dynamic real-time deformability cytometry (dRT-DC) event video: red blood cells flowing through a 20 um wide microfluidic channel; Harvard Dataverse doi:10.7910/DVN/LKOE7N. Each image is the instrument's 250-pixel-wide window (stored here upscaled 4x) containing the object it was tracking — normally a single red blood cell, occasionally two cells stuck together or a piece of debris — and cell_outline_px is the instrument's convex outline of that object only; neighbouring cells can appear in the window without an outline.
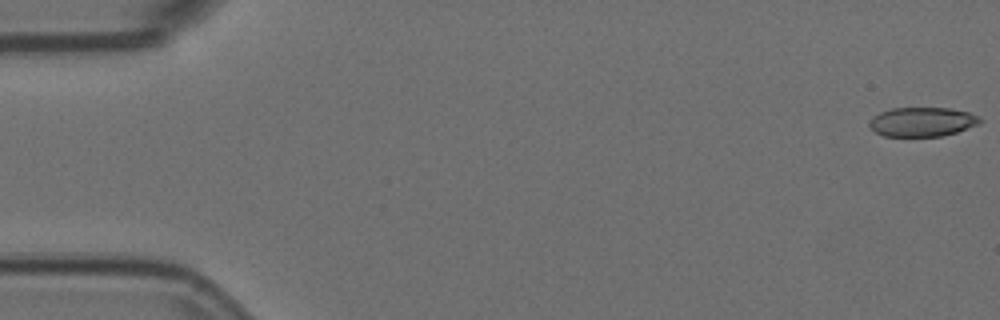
{"species": "Egyptian fruit bat (a non-hibernating species)", "species_latin": "Rousettus aegyptiacus", "temperature_condition": "room temperature", "stored_images_in_passage": 57, "camera_frame_rate_fps": 3000, "um_per_image_px": 0.085, "animal": {"sex": "female"}, "frame": {"image": 1, "passage_image": 1, "time_ms": 0.0, "image_size_px": [1000, 320], "cell_outline_px": [[984, 120], [980, 124], [944, 136], [884, 136], [876, 132], [868, 124], [872, 116], [880, 112], [892, 108], [952, 108], [968, 112], [980, 116]], "centroid_in_image_um": [78.43, 10.35], "position_along_channel_um": 6.6, "area_um2": 19.02}}
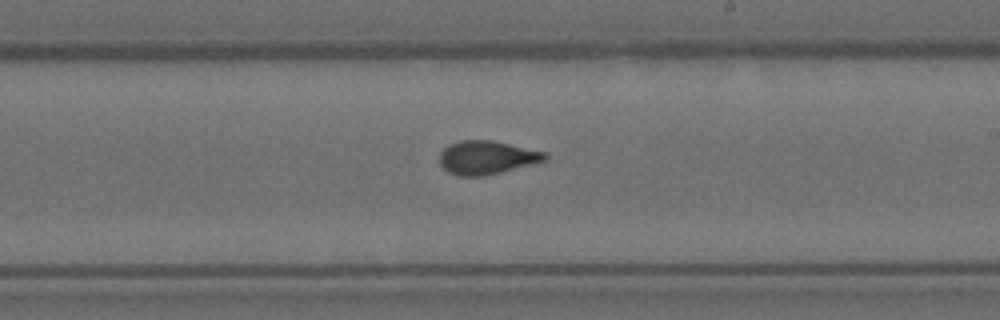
{"frame": {"image": 2, "passage_image": 33, "time_ms": 10.667, "image_size_px": [1000, 320], "cell_outline_px": [[548, 160], [484, 176], [456, 176], [448, 172], [440, 164], [440, 152], [448, 144], [460, 140], [492, 140], [548, 152]], "centroid_in_image_um": [41.39, 13.38], "position_along_channel_um": 247.6, "area_um2": 20.75}}
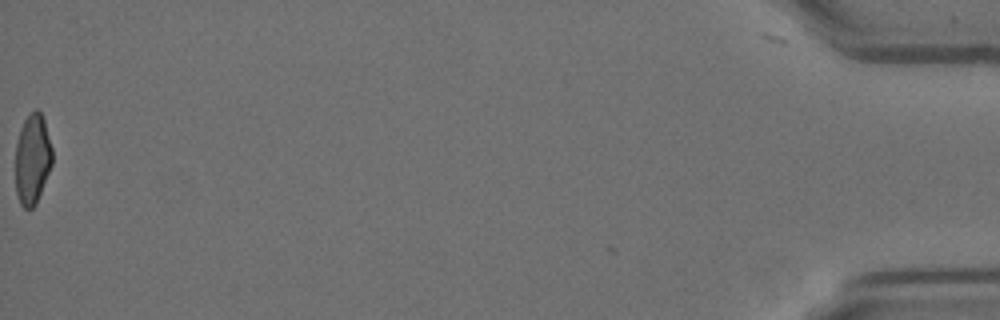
{"frame": {"image": 3, "passage_image": 57, "time_ms": 18.667, "image_size_px": [1000, 320], "cell_outline_px": [[52, 164], [36, 204], [32, 208], [24, 208], [20, 204], [16, 192], [16, 144], [20, 128], [24, 120], [36, 108], [40, 112], [44, 120], [52, 148]], "centroid_in_image_um": [2.75, 13.53], "position_along_channel_um": 432.4, "area_um2": 19.25}, "authors_computed_cell_mechanics": {"area_um2": 20.4034, "velocity_mm_per_s": 3.614, "shape_relaxation_time_tau1_ms": 8.1794, "shape_relaxation_time_tau2_ms": 1.1833, "deformation_change_tau1": 0.183, "deformation_change_tau2": 0.0622}}